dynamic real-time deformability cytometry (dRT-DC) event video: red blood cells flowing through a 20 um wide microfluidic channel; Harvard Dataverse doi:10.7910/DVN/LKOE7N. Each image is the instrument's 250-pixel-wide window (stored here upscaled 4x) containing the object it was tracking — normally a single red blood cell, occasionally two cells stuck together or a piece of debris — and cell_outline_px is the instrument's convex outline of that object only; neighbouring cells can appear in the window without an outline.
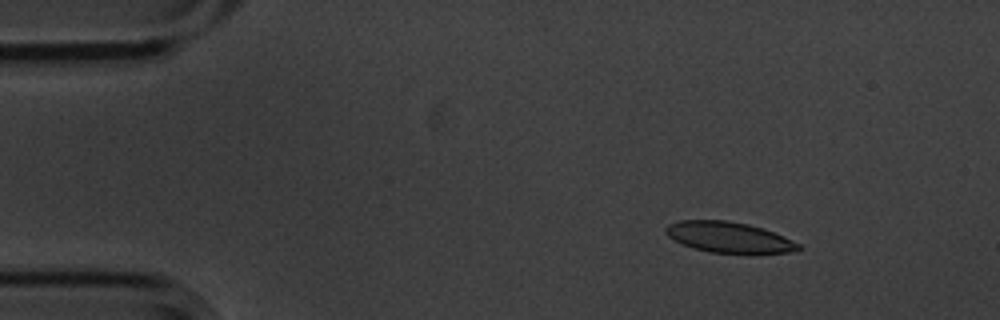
{"species": "common noctule bat (a hibernating species)", "species_latin": "Nyctalus noctula", "temperature_condition": "cold", "stored_images_in_passage": 49, "camera_frame_rate_fps": 3000, "um_per_image_px": 0.085, "animal": {"sex": "male", "body_mass_g": 20.1, "forearm_length_mm": 53.5}, "frame": {"image": 1, "passage_image": 1, "time_ms": 0.0, "image_size_px": [1000, 320], "cell_outline_px": [[800, 248], [788, 252], [708, 252], [684, 244], [668, 236], [664, 232], [664, 228], [668, 224], [680, 220], [728, 220], [748, 224], [764, 228], [792, 240], [800, 244]], "centroid_in_image_um": [61.91, 20.13], "position_along_channel_um": 23.1, "area_um2": 23.24}}
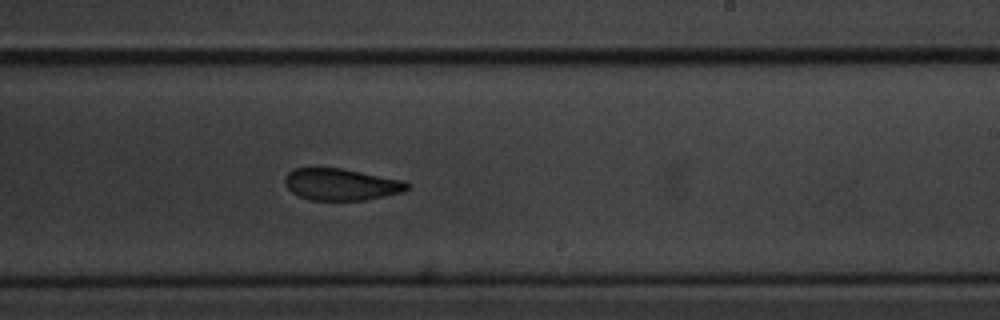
{"frame": {"image": 2, "passage_image": 27, "time_ms": 8.667, "image_size_px": [1000, 320], "cell_outline_px": [[408, 188], [404, 192], [364, 200], [312, 200], [300, 196], [292, 192], [284, 184], [284, 176], [292, 168], [340, 168], [404, 180], [408, 184]], "centroid_in_image_um": [28.97, 15.67], "position_along_channel_um": 260.0, "area_um2": 22.6}}
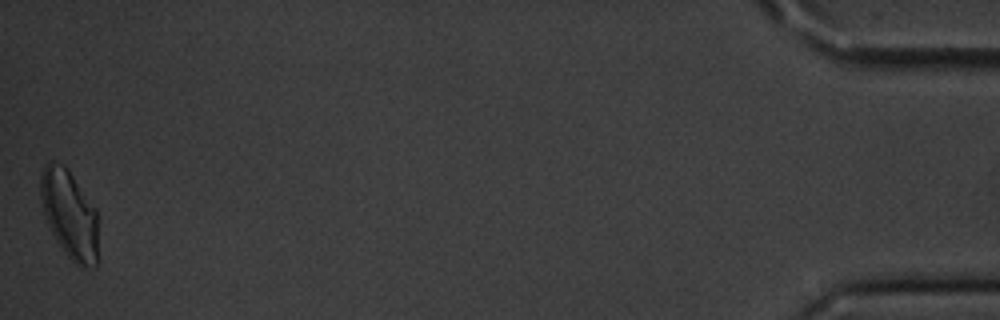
{"frame": {"image": 3, "passage_image": 49, "time_ms": 16.0, "image_size_px": [1000, 320], "cell_outline_px": [[96, 268], [80, 268], [64, 252], [56, 240], [44, 216], [40, 196], [40, 176], [44, 164], [52, 160], [64, 164], [68, 168], [96, 208]], "centroid_in_image_um": [5.88, 18.18], "position_along_channel_um": 429.3, "area_um2": 29.82}, "authors_computed_cell_mechanics": {"area_um2": 24.1026, "velocity_mm_per_s": 3.5644, "shape_relaxation_time_tau1_ms": 3.7032, "shape_relaxation_time_tau2_ms": 3.6278, "deformation_change_tau1": 0.108, "deformation_change_tau2": 0.0899}}